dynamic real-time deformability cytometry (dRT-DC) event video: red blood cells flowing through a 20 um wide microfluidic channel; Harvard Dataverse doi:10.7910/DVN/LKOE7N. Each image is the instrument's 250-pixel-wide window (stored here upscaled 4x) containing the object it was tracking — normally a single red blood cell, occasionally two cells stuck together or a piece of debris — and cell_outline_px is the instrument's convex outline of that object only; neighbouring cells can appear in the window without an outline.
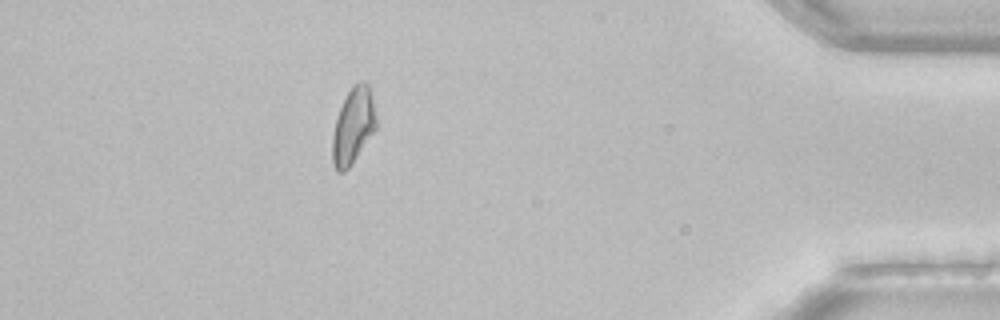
{"species": "common noctule bat (a hibernating species)", "species_latin": "Nyctalus noctula", "temperature_condition": "room temperature", "stored_images_in_passage": 38, "camera_frame_rate_fps": 3000, "um_per_image_px": 0.085, "animal": {"sex": "female", "body_mass_g": 22.7, "forearm_length_mm": 54.2}, "frame": {"image": 1, "passage_image": 33, "time_ms": 10.667, "image_size_px": [1000, 320], "cell_outline_px": [[376, 128], [352, 164], [344, 172], [336, 172], [332, 164], [332, 136], [336, 116], [348, 92], [360, 80], [368, 84], [376, 116]], "centroid_in_image_um": [29.99, 10.76], "position_along_channel_um": 405.2, "area_um2": 19.19}, "authors_computed_cell_mechanics": {"area_um2": 19.0451, "velocity_mm_per_s": 4.0366, "shape_relaxation_time_tau1_ms": null, "shape_relaxation_time_tau2_ms": 2.5479, "deformation_change_tau1": null, "deformation_change_tau2": 0.0913}}